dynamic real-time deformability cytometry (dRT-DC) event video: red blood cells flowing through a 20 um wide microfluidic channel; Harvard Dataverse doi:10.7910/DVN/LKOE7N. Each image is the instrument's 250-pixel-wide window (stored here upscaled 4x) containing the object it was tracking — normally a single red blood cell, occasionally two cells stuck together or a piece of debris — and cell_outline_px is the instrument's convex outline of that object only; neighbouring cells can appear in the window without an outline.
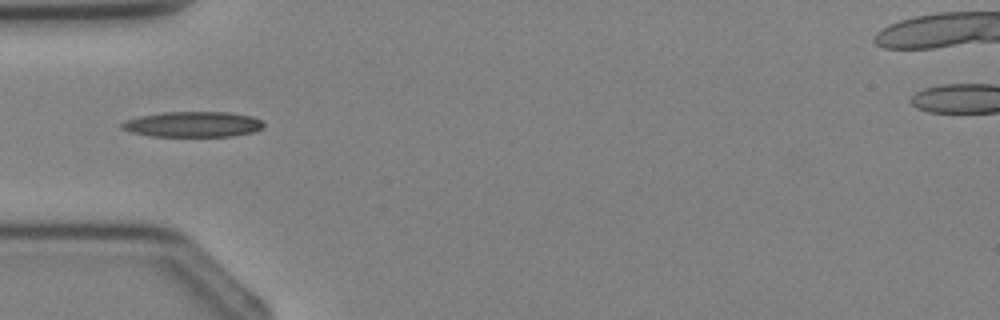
{"species": "Egyptian fruit bat (a non-hibernating species)", "species_latin": "Rousettus aegyptiacus", "temperature_condition": "cold", "stored_images_in_passage": 3, "camera_frame_rate_fps": 3000, "um_per_image_px": 0.085, "animal": {"sex": "female"}, "frame": {"image": 1, "passage_image": 3, "time_ms": 3.0, "image_size_px": [1000, 320], "cell_outline_px": [[264, 128], [252, 132], [232, 136], [152, 136], [132, 132], [120, 128], [120, 124], [124, 120], [140, 116], [164, 112], [228, 112], [252, 116], [264, 120]], "centroid_in_image_um": [16.42, 10.56], "position_along_channel_um": 68.6, "area_um2": 21.15}}